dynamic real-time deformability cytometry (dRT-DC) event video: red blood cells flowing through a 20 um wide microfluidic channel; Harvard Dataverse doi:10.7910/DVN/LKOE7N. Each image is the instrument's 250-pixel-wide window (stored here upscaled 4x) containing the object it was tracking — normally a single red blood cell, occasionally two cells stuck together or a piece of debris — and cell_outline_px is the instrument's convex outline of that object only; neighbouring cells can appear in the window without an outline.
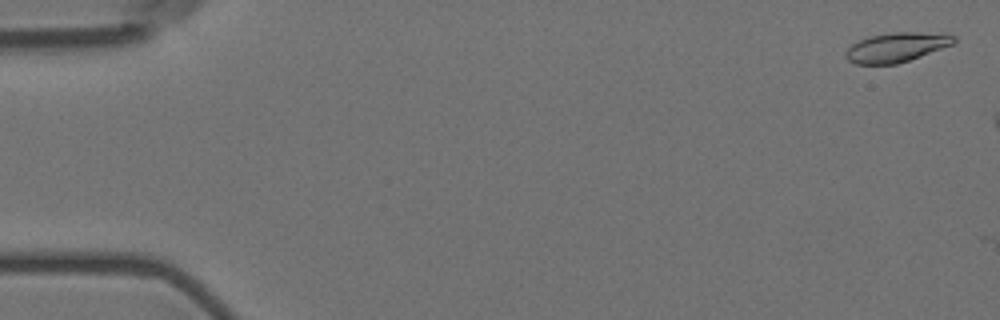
{"species": "Egyptian fruit bat (a non-hibernating species)", "species_latin": "Rousettus aegyptiacus", "temperature_condition": "room temperature", "stored_images_in_passage": 3, "camera_frame_rate_fps": 3000, "um_per_image_px": 0.085, "animal": {"sex": "female"}, "frame": {"image": 1, "passage_image": 1, "time_ms": 0.0, "image_size_px": [1000, 320], "cell_outline_px": [[956, 40], [952, 44], [920, 56], [896, 64], [856, 64], [848, 60], [844, 56], [844, 52], [852, 44], [860, 40], [872, 36], [896, 32], [916, 32], [956, 36]], "centroid_in_image_um": [76.14, 4.03], "position_along_channel_um": 8.9, "area_um2": 18.09}}